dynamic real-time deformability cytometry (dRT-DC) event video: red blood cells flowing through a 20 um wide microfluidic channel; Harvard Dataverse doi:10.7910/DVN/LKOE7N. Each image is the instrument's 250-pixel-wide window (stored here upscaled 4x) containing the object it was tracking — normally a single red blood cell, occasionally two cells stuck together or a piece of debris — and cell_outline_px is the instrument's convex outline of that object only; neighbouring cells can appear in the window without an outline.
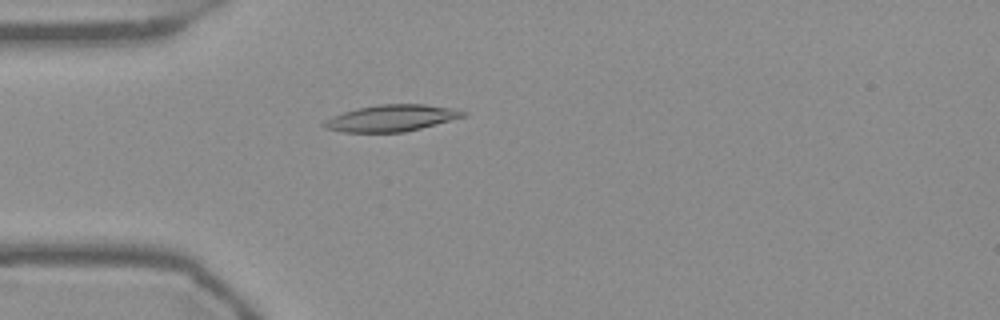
{"species": "Egyptian fruit bat (a non-hibernating species)", "species_latin": "Rousettus aegyptiacus", "temperature_condition": "warm", "stored_images_in_passage": 54, "camera_frame_rate_fps": 3000, "um_per_image_px": 0.085, "frame": {"image": 1, "passage_image": 15, "time_ms": 4.667, "image_size_px": [1000, 320], "cell_outline_px": [[468, 116], [404, 132], [344, 132], [324, 128], [320, 124], [324, 120], [332, 116], [356, 108], [380, 104], [424, 104], [460, 108], [468, 112]], "centroid_in_image_um": [33.32, 10.03], "position_along_channel_um": 51.7, "area_um2": 21.85}}
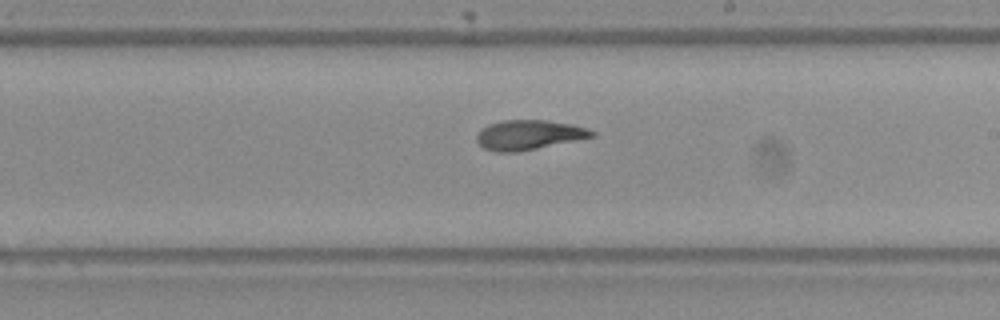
{"frame": {"image": 2, "passage_image": 31, "time_ms": 10.0, "image_size_px": [1000, 320], "cell_outline_px": [[596, 136], [516, 152], [496, 152], [484, 148], [476, 140], [476, 136], [488, 124], [504, 120], [544, 120], [572, 124], [588, 128], [596, 132]], "centroid_in_image_um": [44.97, 11.46], "position_along_channel_um": 244.0, "area_um2": 19.71}}
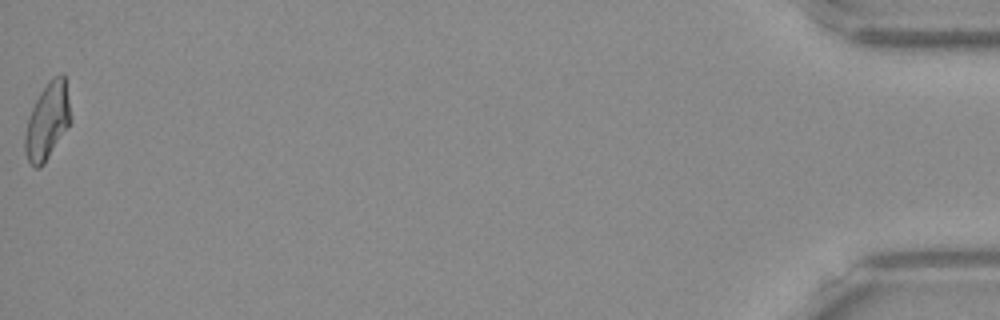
{"frame": {"image": 3, "passage_image": 54, "time_ms": 17.667, "image_size_px": [1000, 320], "cell_outline_px": [[72, 120], [68, 128], [44, 164], [40, 168], [36, 168], [28, 160], [24, 152], [24, 136], [28, 116], [40, 92], [48, 80], [52, 76], [60, 72], [64, 76]], "centroid_in_image_um": [4.02, 10.3], "position_along_channel_um": 431.2, "area_um2": 20.58}, "authors_computed_cell_mechanics": {"area_um2": 20.1144, "velocity_mm_per_s": 3.7548, "shape_relaxation_time_tau1_ms": null, "shape_relaxation_time_tau2_ms": 3.414, "deformation_change_tau1": null, "deformation_change_tau2": 0.1019}}